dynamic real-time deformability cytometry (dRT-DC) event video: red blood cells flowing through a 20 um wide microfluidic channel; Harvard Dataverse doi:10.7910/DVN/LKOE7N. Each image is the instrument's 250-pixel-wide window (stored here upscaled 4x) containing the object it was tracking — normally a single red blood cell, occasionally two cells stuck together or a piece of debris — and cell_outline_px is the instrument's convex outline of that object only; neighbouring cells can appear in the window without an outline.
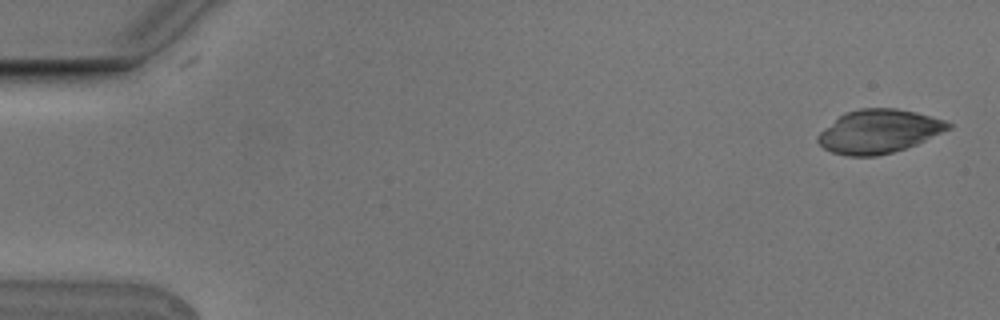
{"species": "Egyptian fruit bat (a non-hibernating species)", "species_latin": "Rousettus aegyptiacus", "temperature_condition": "cold", "stored_images_in_passage": 6, "camera_frame_rate_fps": 3000, "um_per_image_px": 0.085, "animal": {"sex": "male"}, "frame": {"image": 1, "passage_image": 1, "time_ms": 0.0, "image_size_px": [1000, 320], "cell_outline_px": [[952, 128], [916, 144], [892, 152], [876, 156], [848, 156], [832, 152], [824, 148], [816, 140], [816, 136], [820, 132], [844, 112], [860, 108], [896, 108], [916, 112], [944, 120], [952, 124]], "centroid_in_image_um": [74.69, 11.16], "position_along_channel_um": 10.3, "area_um2": 32.95}}